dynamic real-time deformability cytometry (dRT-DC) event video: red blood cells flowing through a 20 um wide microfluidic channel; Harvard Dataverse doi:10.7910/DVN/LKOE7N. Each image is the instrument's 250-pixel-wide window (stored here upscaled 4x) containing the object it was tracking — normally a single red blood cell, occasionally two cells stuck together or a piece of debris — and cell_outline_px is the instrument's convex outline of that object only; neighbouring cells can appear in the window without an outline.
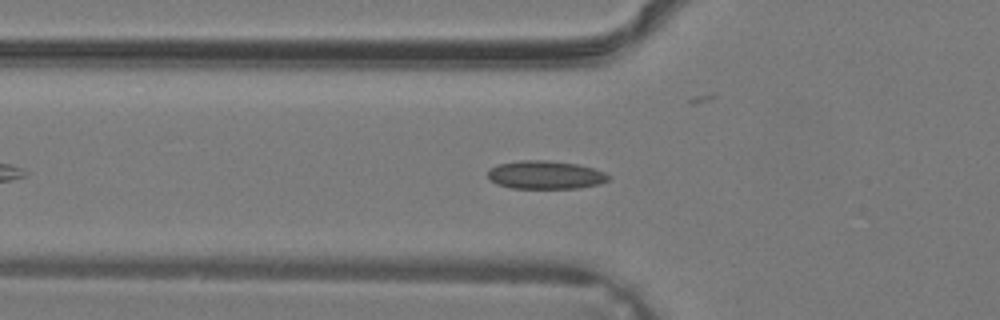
{"species": "common noctule bat (a hibernating species)", "species_latin": "Nyctalus noctula", "temperature_condition": "warm", "stored_images_in_passage": 31, "camera_frame_rate_fps": 3000, "um_per_image_px": 0.085, "animal": {"sex": "male", "body_mass_g": 19.2, "forearm_length_mm": 51.8}, "frame": {"image": 1, "passage_image": 6, "time_ms": 1.667, "image_size_px": [1000, 320], "cell_outline_px": [[612, 176], [608, 180], [600, 184], [580, 188], [512, 188], [496, 184], [488, 180], [488, 172], [496, 164], [520, 160], [544, 160], [576, 164], [592, 168], [604, 172]], "centroid_in_image_um": [46.35, 14.87], "position_along_channel_um": 79.5, "area_um2": 19.94}}
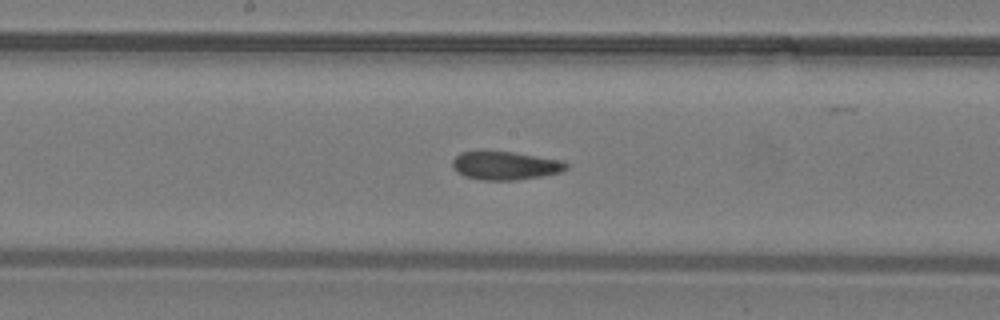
{"frame": {"image": 2, "passage_image": 13, "time_ms": 4.0, "image_size_px": [1000, 320], "cell_outline_px": [[568, 168], [560, 172], [540, 176], [516, 180], [480, 180], [464, 176], [452, 164], [452, 160], [460, 152], [512, 152], [564, 160], [568, 164]], "centroid_in_image_um": [42.99, 14.08], "position_along_channel_um": 205.2, "area_um2": 18.55}}
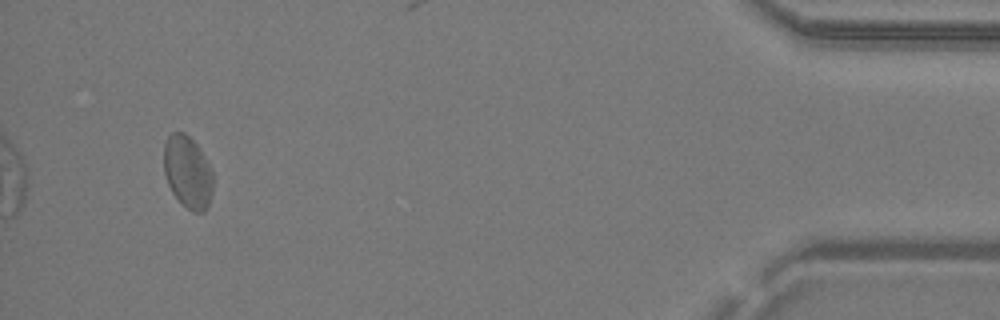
{"frame": {"image": 3, "passage_image": 29, "time_ms": 9.333, "image_size_px": [1000, 320], "cell_outline_px": [[212, 192], [208, 208], [204, 212], [192, 212], [172, 192], [168, 184], [164, 172], [164, 144], [168, 136], [172, 132], [184, 132], [196, 144], [204, 156], [212, 172]], "centroid_in_image_um": [15.95, 14.63], "position_along_channel_um": 419.3, "area_um2": 20.52}}